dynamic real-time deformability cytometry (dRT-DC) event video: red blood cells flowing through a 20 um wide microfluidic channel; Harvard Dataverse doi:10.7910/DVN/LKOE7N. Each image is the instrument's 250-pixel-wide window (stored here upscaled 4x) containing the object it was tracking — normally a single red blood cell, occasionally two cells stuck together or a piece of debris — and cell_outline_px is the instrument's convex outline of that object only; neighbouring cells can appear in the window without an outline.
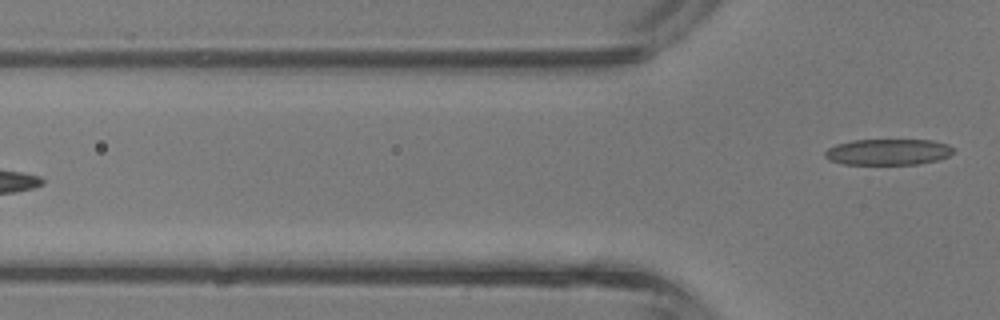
{"species": "common noctule bat (a hibernating species)", "species_latin": "Nyctalus noctula", "temperature_condition": "room temperature", "stored_images_in_passage": 3, "camera_frame_rate_fps": 3000, "um_per_image_px": 0.085, "animal": {"sex": "male", "body_mass_g": 13.3}, "frame": {"image": 1, "passage_image": 3, "time_ms": 0.667, "image_size_px": [1000, 320], "cell_outline_px": [[956, 152], [948, 156], [936, 160], [920, 164], [840, 164], [828, 160], [824, 156], [824, 152], [828, 148], [836, 144], [852, 140], [932, 140], [948, 144], [956, 148]], "centroid_in_image_um": [75.5, 12.91], "position_along_channel_um": 50.3, "area_um2": 19.77}}